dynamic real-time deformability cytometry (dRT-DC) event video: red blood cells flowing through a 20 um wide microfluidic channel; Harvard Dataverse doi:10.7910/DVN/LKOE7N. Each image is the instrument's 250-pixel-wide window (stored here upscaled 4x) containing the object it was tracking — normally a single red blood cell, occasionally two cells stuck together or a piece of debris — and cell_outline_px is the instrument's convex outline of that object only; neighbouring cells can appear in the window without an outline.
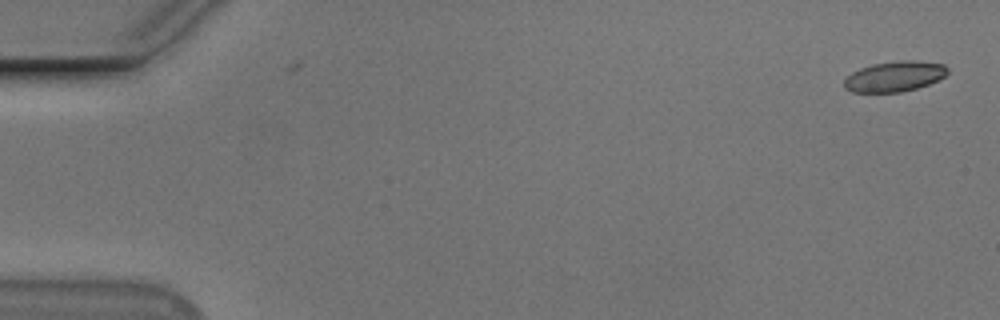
{"species": "Egyptian fruit bat (a non-hibernating species)", "species_latin": "Rousettus aegyptiacus", "temperature_condition": "cold", "stored_images_in_passage": 7, "camera_frame_rate_fps": 3000, "um_per_image_px": 0.085, "animal": {"sex": "male"}, "frame": {"image": 1, "passage_image": 1, "time_ms": 0.0, "image_size_px": [1000, 320], "cell_outline_px": [[948, 72], [944, 76], [928, 84], [916, 88], [900, 92], [852, 92], [844, 88], [844, 80], [852, 72], [860, 68], [872, 64], [896, 60], [916, 60], [944, 64], [948, 68]], "centroid_in_image_um": [76.02, 6.48], "position_along_channel_um": 9.0, "area_um2": 18.32}}